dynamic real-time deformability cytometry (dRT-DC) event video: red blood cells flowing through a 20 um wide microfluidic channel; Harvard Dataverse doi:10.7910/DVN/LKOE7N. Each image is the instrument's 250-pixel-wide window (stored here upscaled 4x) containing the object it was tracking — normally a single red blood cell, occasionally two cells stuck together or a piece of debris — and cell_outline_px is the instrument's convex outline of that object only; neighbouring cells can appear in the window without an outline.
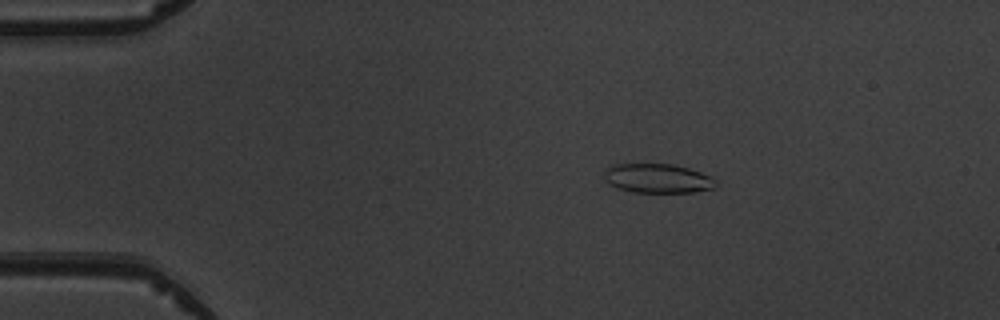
{"species": "common noctule bat (a hibernating species)", "species_latin": "Nyctalus noctula", "temperature_condition": "warm", "stored_images_in_passage": 7, "camera_frame_rate_fps": 3000, "um_per_image_px": 0.085, "animal": {"sex": "male", "body_mass_g": 19.5, "forearm_length_mm": 54.6}, "frame": {"image": 1, "passage_image": 3, "time_ms": 3.0, "image_size_px": [1000, 320], "cell_outline_px": [[716, 184], [712, 188], [696, 192], [632, 192], [608, 184], [604, 180], [604, 172], [612, 164], [672, 164], [688, 168], [712, 176], [716, 180]], "centroid_in_image_um": [55.89, 15.16], "position_along_channel_um": 29.1, "area_um2": 19.02}}
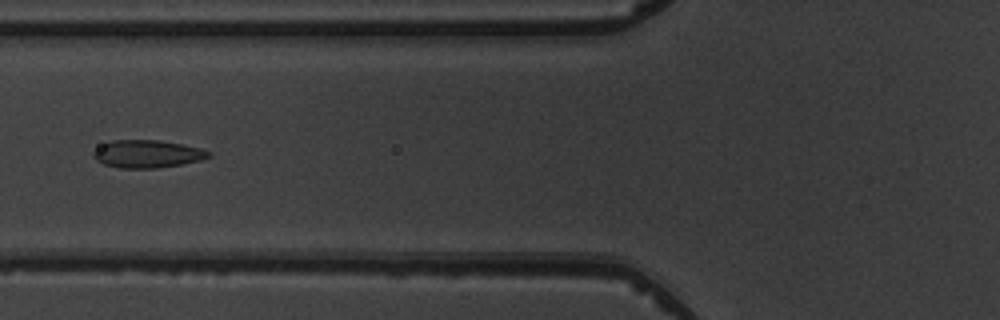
{"frame": {"image": 2, "passage_image": 6, "time_ms": 6.667, "image_size_px": [1000, 320], "cell_outline_px": [[212, 156], [200, 160], [180, 164], [156, 168], [120, 168], [104, 164], [96, 160], [92, 156], [92, 152], [96, 148], [112, 140], [160, 140], [200, 148], [208, 152]], "centroid_in_image_um": [12.47, 13.08], "position_along_channel_um": 113.3, "area_um2": 18.44}}
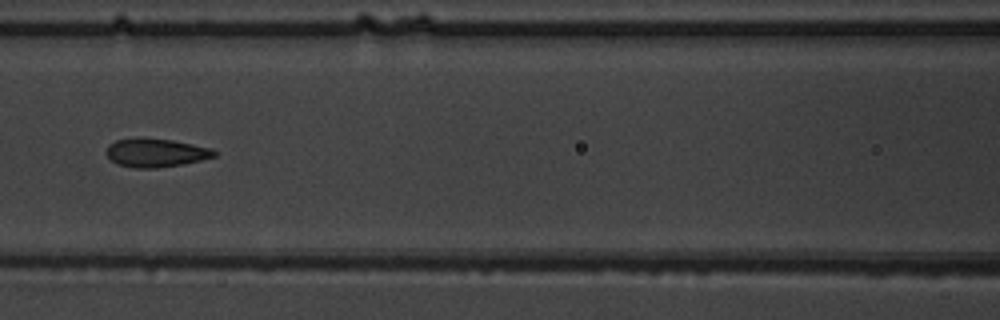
{"frame": {"image": 3, "passage_image": 7, "time_ms": 7.667, "image_size_px": [1000, 320], "cell_outline_px": [[216, 156], [200, 160], [180, 164], [156, 168], [132, 168], [116, 164], [108, 156], [108, 144], [116, 140], [140, 136], [172, 140], [212, 148], [216, 152]], "centroid_in_image_um": [13.22, 12.96], "position_along_channel_um": 153.4, "area_um2": 18.03}}